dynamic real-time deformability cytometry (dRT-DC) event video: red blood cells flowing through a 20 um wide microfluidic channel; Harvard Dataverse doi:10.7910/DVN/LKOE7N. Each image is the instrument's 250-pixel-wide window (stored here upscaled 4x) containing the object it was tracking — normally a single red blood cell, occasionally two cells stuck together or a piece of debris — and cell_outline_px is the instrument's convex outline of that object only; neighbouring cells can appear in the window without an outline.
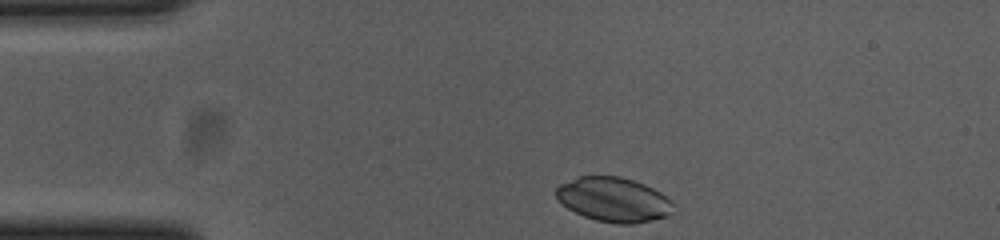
{"species": "common noctule bat (a hibernating species)", "species_latin": "Nyctalus noctula", "temperature_condition": "cold", "stored_images_in_passage": 35, "camera_frame_rate_fps": 3000, "um_per_image_px": 0.085, "animal": {"sex": "female", "body_mass_g": 23.0, "forearm_length_mm": 53.4}, "frame": {"image": 1, "passage_image": 1, "time_ms": 0.0, "image_size_px": [1000, 240], "cell_outline_px": [[672, 204], [668, 212], [664, 216], [652, 220], [632, 224], [616, 224], [596, 220], [584, 216], [568, 208], [556, 196], [556, 188], [560, 184], [580, 176], [620, 176], [644, 184], [660, 192]], "centroid_in_image_um": [52.11, 16.96], "position_along_channel_um": 32.9, "area_um2": 29.71}}
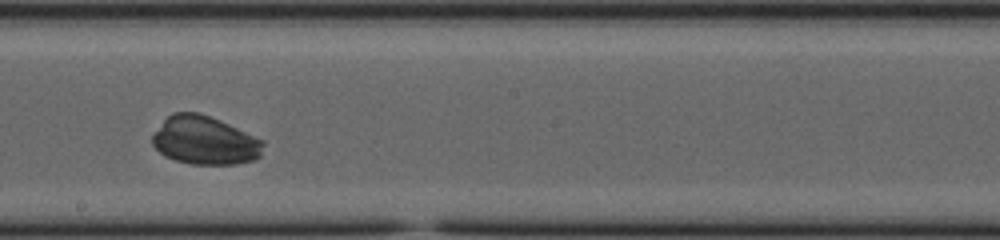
{"frame": {"image": 2, "passage_image": 21, "time_ms": 6.667, "image_size_px": [1000, 240], "cell_outline_px": [[264, 144], [260, 156], [256, 160], [236, 164], [192, 164], [176, 160], [164, 156], [152, 144], [152, 136], [164, 120], [172, 112], [200, 112], [228, 124], [264, 140]], "centroid_in_image_um": [17.41, 11.94], "position_along_channel_um": 230.8, "area_um2": 31.21}}
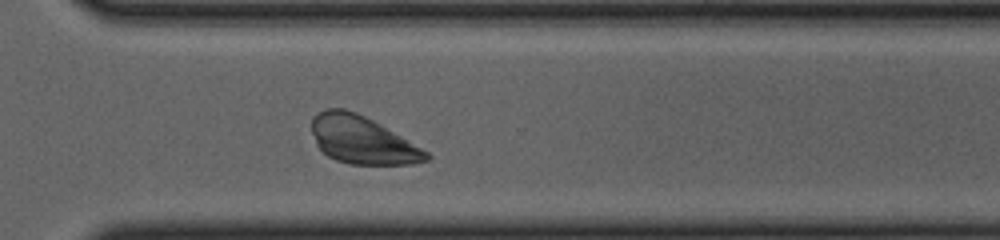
{"frame": {"image": 3, "passage_image": 30, "time_ms": 9.667, "image_size_px": [1000, 240], "cell_outline_px": [[432, 156], [428, 160], [412, 164], [352, 164], [336, 160], [328, 156], [316, 144], [312, 132], [312, 116], [316, 112], [324, 108], [344, 108], [356, 112], [372, 120], [428, 152]], "centroid_in_image_um": [30.75, 11.88], "position_along_channel_um": 339.9, "area_um2": 31.56}}